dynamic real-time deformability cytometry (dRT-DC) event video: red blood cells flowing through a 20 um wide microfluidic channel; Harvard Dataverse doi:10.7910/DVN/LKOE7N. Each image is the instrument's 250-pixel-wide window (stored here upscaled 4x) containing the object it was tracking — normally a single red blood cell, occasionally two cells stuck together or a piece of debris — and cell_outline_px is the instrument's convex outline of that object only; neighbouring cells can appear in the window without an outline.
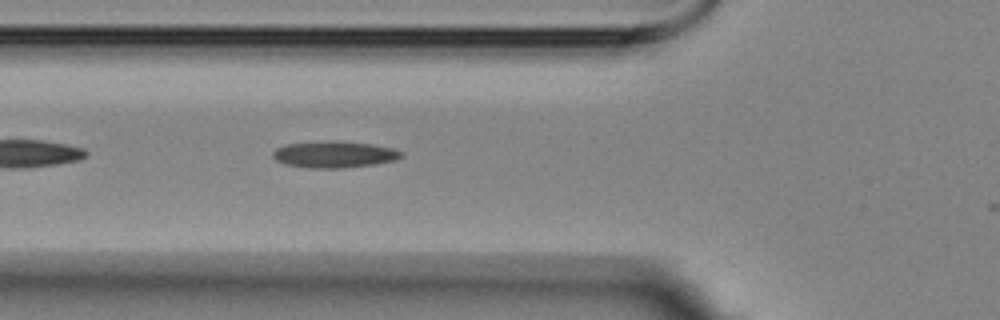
{"species": "Egyptian fruit bat (a non-hibernating species)", "species_latin": "Rousettus aegyptiacus", "temperature_condition": "room temperature", "stored_images_in_passage": 28, "camera_frame_rate_fps": 3000, "um_per_image_px": 0.085, "animal": {"sex": "female"}, "frame": {"image": 1, "passage_image": 3, "time_ms": 0.667, "image_size_px": [1000, 320], "cell_outline_px": [[404, 156], [396, 160], [376, 164], [340, 168], [308, 168], [288, 164], [276, 160], [272, 156], [272, 152], [276, 148], [288, 144], [328, 140], [332, 140], [372, 144], [392, 148], [404, 152]], "centroid_in_image_um": [28.45, 13.12], "position_along_channel_um": 97.4, "area_um2": 19.94}}
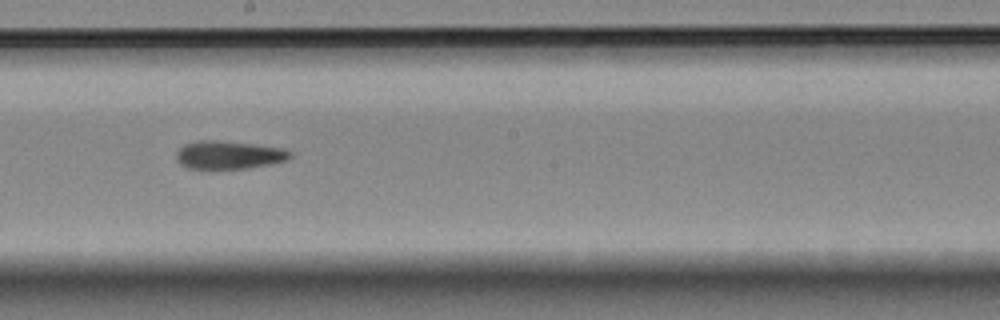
{"frame": {"image": 2, "passage_image": 14, "time_ms": 4.333, "image_size_px": [1000, 320], "cell_outline_px": [[292, 156], [284, 160], [268, 164], [244, 168], [188, 168], [180, 164], [176, 160], [176, 152], [184, 144], [200, 140], [216, 140], [252, 144], [280, 148], [292, 152]], "centroid_in_image_um": [19.39, 13.16], "position_along_channel_um": 228.8, "area_um2": 18.26}}
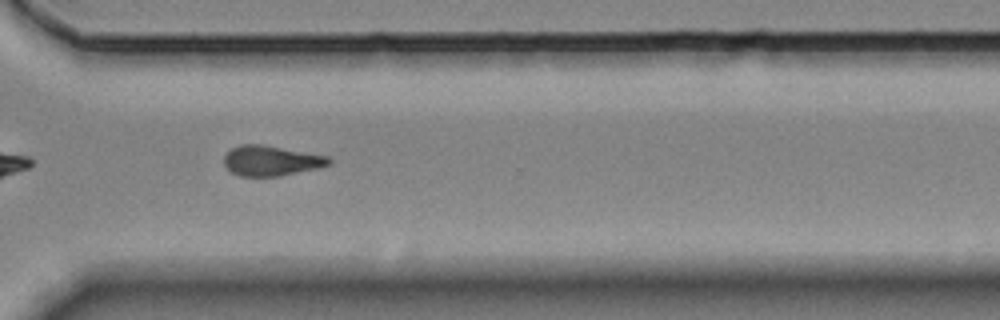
{"frame": {"image": 3, "passage_image": 24, "time_ms": 7.667, "image_size_px": [1000, 320], "cell_outline_px": [[332, 164], [316, 168], [280, 176], [240, 176], [232, 172], [224, 164], [224, 156], [232, 148], [240, 144], [260, 144], [328, 156], [332, 160]], "centroid_in_image_um": [23.05, 13.66], "position_along_channel_um": 347.6, "area_um2": 18.26}}